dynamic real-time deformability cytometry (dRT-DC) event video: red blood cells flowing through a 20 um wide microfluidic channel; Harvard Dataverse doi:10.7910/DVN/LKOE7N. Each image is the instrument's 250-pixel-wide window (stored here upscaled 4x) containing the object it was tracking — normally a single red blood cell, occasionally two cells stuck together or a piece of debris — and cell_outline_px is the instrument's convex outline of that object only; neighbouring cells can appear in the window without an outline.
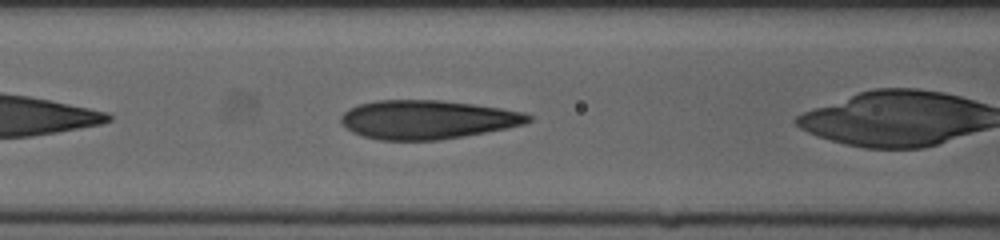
{"species": "human", "species_latin": "Homo sapiens", "temperature_condition": "cold", "stored_images_in_passage": 33, "camera_frame_rate_fps": 3000, "um_per_image_px": 0.085, "donor": {"sex": "female"}, "frame": {"image": 1, "passage_image": 6, "time_ms": 1.667, "image_size_px": [1000, 240], "cell_outline_px": [[532, 120], [524, 124], [464, 136], [436, 140], [380, 140], [364, 136], [352, 132], [340, 120], [340, 116], [348, 108], [360, 104], [376, 100], [440, 100], [472, 104], [500, 108], [524, 112], [532, 116]], "centroid_in_image_um": [36.31, 10.16], "position_along_channel_um": 130.3, "area_um2": 42.08}}